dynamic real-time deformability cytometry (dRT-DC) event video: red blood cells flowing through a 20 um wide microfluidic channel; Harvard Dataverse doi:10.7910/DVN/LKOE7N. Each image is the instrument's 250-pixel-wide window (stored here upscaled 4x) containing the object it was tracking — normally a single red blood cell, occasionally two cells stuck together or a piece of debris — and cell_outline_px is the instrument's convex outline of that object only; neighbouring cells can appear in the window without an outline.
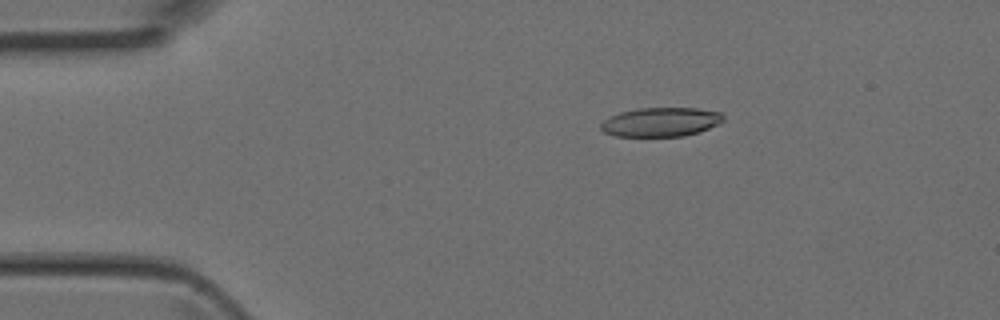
{"species": "Egyptian fruit bat (a non-hibernating species)", "species_latin": "Rousettus aegyptiacus", "temperature_condition": "room temperature", "stored_images_in_passage": 4, "camera_frame_rate_fps": 3000, "um_per_image_px": 0.085, "animal": {"sex": "female"}, "frame": {"image": 1, "passage_image": 3, "time_ms": 0.667, "image_size_px": [1000, 320], "cell_outline_px": [[724, 120], [700, 132], [684, 136], [616, 136], [604, 132], [600, 128], [600, 124], [604, 120], [620, 112], [636, 108], [696, 108], [720, 112], [724, 116]], "centroid_in_image_um": [56.16, 10.37], "position_along_channel_um": 28.8, "area_um2": 20.69}}